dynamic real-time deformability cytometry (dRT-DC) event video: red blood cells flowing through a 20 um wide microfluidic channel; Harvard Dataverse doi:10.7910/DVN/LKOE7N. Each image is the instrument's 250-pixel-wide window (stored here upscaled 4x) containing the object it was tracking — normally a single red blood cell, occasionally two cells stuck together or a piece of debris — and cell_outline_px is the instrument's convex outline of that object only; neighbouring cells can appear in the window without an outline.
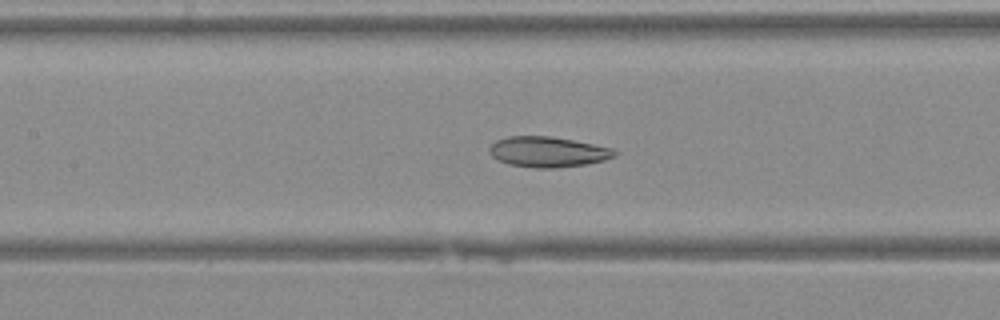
{"species": "Egyptian fruit bat (a non-hibernating species)", "species_latin": "Rousettus aegyptiacus", "temperature_condition": "warm", "stored_images_in_passage": 32, "camera_frame_rate_fps": 3000, "um_per_image_px": 0.085, "animal": {"sex": "female"}, "frame": {"image": 1, "passage_image": 9, "time_ms": 2.667, "image_size_px": [1000, 320], "cell_outline_px": [[616, 156], [604, 160], [584, 164], [556, 168], [536, 168], [508, 164], [492, 156], [488, 148], [496, 140], [508, 136], [548, 136], [572, 140], [612, 148], [616, 152]], "centroid_in_image_um": [46.54, 12.91], "position_along_channel_um": 160.9, "area_um2": 21.96}}
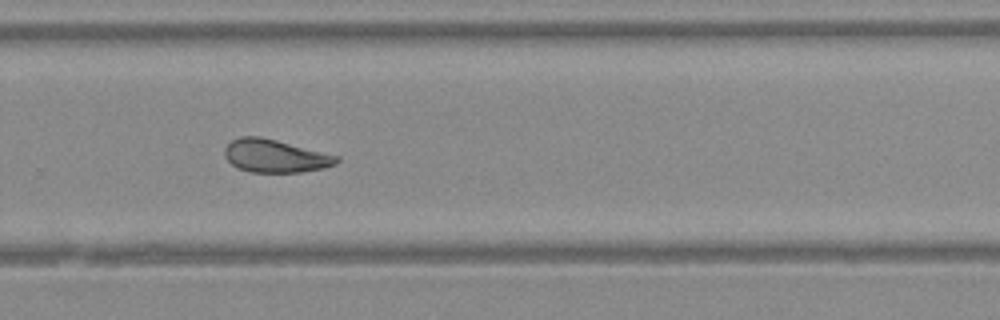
{"frame": {"image": 2, "passage_image": 18, "time_ms": 5.667, "image_size_px": [1000, 320], "cell_outline_px": [[340, 160], [336, 164], [320, 168], [300, 172], [248, 172], [236, 168], [224, 156], [224, 148], [232, 140], [240, 136], [260, 136], [340, 156]], "centroid_in_image_um": [23.36, 13.25], "position_along_channel_um": 306.4, "area_um2": 21.5}}
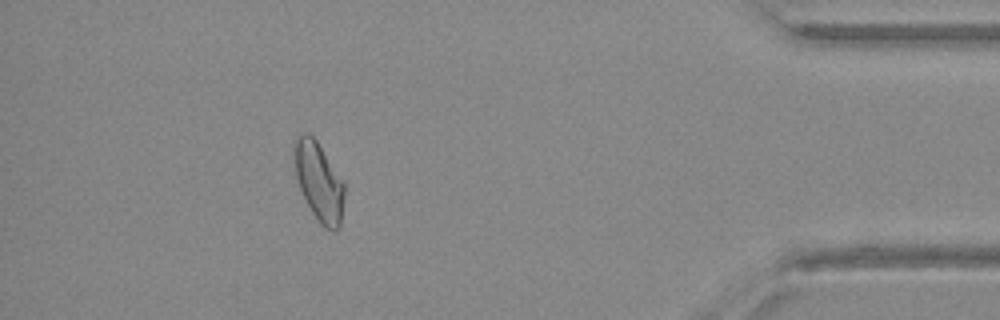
{"frame": {"image": 3, "passage_image": 27, "time_ms": 8.667, "image_size_px": [1000, 320], "cell_outline_px": [[344, 196], [340, 224], [336, 228], [324, 228], [320, 224], [312, 212], [300, 188], [296, 176], [292, 152], [292, 144], [296, 136], [300, 132], [308, 132], [316, 140], [344, 184]], "centroid_in_image_um": [27.05, 15.36], "position_along_channel_um": 408.2, "area_um2": 22.66}}